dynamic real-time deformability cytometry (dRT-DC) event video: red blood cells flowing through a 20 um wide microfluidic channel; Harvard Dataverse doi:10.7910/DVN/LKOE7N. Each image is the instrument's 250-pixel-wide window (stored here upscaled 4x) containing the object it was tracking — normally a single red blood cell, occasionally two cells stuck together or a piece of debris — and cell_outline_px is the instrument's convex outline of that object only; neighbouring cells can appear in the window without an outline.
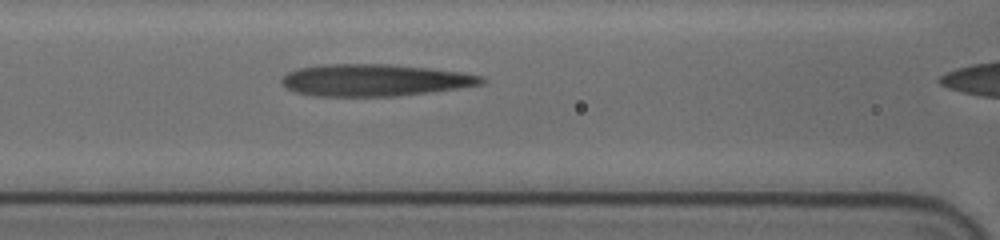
{"species": "human", "species_latin": "Homo sapiens", "temperature_condition": "cold", "stored_images_in_passage": 44, "camera_frame_rate_fps": 3000, "um_per_image_px": 0.085, "donor": {"sex": "female"}, "frame": {"image": 1, "passage_image": 20, "time_ms": 6.333, "image_size_px": [1000, 240], "cell_outline_px": [[484, 80], [480, 84], [456, 88], [396, 96], [312, 96], [296, 92], [280, 84], [280, 80], [288, 72], [296, 68], [320, 64], [384, 64], [424, 68], [456, 72], [484, 76]], "centroid_in_image_um": [31.71, 6.81], "position_along_channel_um": 134.9, "area_um2": 36.76}}
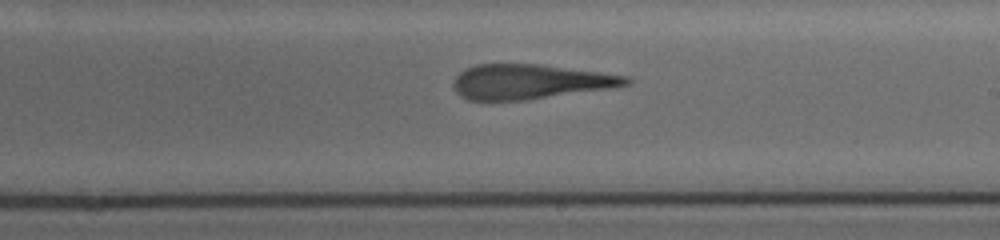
{"frame": {"image": 2, "passage_image": 29, "time_ms": 9.333, "image_size_px": [1000, 240], "cell_outline_px": [[632, 84], [608, 88], [528, 100], [468, 100], [460, 96], [456, 92], [452, 84], [456, 76], [460, 72], [476, 64], [540, 64], [600, 72], [628, 76], [632, 80]], "centroid_in_image_um": [45.04, 6.94], "position_along_channel_um": 244.0, "area_um2": 34.91}}
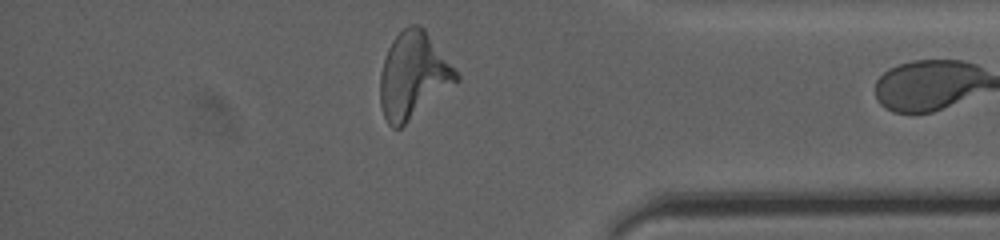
{"frame": {"image": 3, "passage_image": 43, "time_ms": 14.0, "image_size_px": [1000, 240], "cell_outline_px": [[460, 80], [400, 128], [392, 128], [388, 124], [384, 116], [380, 104], [380, 72], [388, 48], [392, 40], [408, 24], [420, 24], [424, 28], [460, 76]], "centroid_in_image_um": [35.11, 6.42], "position_along_channel_um": 400.1, "area_um2": 37.97}}